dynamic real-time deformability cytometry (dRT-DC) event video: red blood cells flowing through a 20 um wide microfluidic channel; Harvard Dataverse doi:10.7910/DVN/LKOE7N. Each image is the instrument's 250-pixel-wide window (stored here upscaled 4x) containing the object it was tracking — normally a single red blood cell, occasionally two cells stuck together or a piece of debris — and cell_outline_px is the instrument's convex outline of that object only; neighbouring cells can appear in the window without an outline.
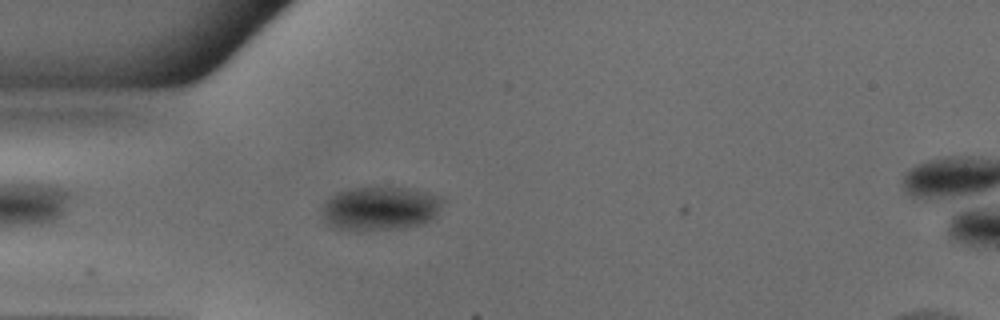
{"species": "common noctule bat (a hibernating species)", "species_latin": "Nyctalus noctula", "temperature_condition": "warm", "stored_images_in_passage": 41, "camera_frame_rate_fps": 3000, "um_per_image_px": 0.085, "animal": {"sex": "male", "body_mass_g": 18.8}, "frame": {"image": 1, "passage_image": 5, "time_ms": 1.333, "image_size_px": [1000, 320], "cell_outline_px": [[444, 200], [436, 216], [432, 220], [424, 224], [404, 228], [332, 228], [320, 216], [320, 208], [324, 200], [336, 192], [352, 188], [408, 188], [440, 196]], "centroid_in_image_um": [32.29, 17.7], "position_along_channel_um": 52.7, "area_um2": 30.63}}
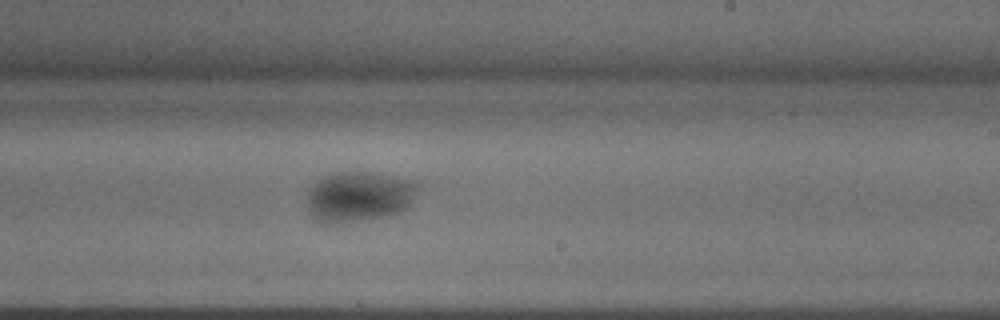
{"frame": {"image": 2, "passage_image": 21, "time_ms": 6.667, "image_size_px": [1000, 320], "cell_outline_px": [[420, 188], [408, 208], [400, 212], [384, 216], [332, 224], [320, 224], [316, 220], [308, 208], [308, 192], [312, 184], [316, 180], [324, 176], [336, 172], [368, 172], [392, 176], [408, 180], [420, 184]], "centroid_in_image_um": [30.51, 16.71], "position_along_channel_um": 258.5, "area_um2": 32.54}}
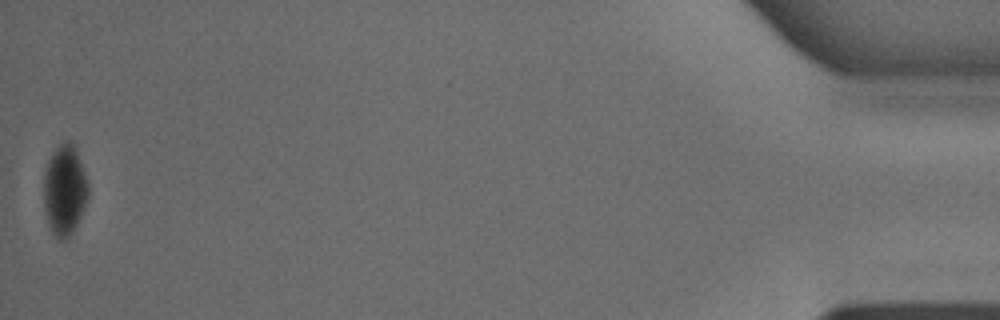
{"frame": {"image": 3, "passage_image": 41, "time_ms": 13.333, "image_size_px": [1000, 320], "cell_outline_px": [[88, 196], [80, 216], [72, 232], [64, 240], [56, 240], [48, 228], [44, 212], [44, 172], [48, 160], [52, 152], [64, 140], [72, 140], [76, 148], [88, 184]], "centroid_in_image_um": [5.46, 16.16], "position_along_channel_um": 429.7, "area_um2": 23.64}}